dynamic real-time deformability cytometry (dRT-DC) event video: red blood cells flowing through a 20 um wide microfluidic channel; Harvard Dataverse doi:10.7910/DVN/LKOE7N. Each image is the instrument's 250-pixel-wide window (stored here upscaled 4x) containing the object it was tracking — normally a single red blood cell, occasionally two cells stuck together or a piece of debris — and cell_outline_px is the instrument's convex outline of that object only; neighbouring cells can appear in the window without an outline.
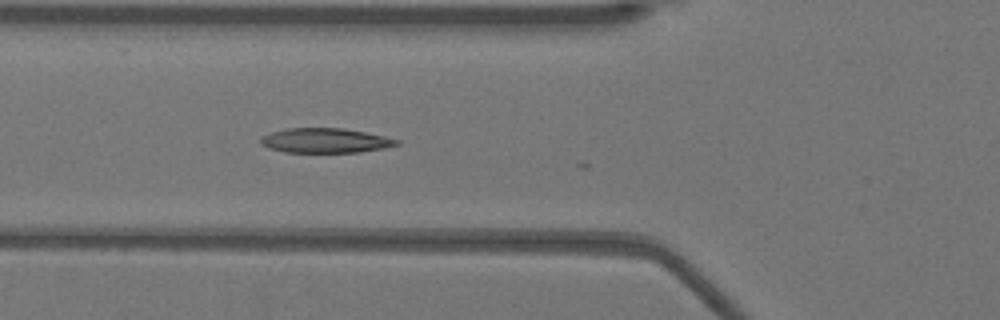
{"species": "Egyptian fruit bat (a non-hibernating species)", "species_latin": "Rousettus aegyptiacus", "temperature_condition": "warm", "stored_images_in_passage": 3, "camera_frame_rate_fps": 3000, "um_per_image_px": 0.085, "animal": {"sex": "female"}, "frame": {"image": 1, "passage_image": 2, "time_ms": 0.333, "image_size_px": [1000, 320], "cell_outline_px": [[400, 144], [384, 148], [360, 152], [284, 152], [268, 148], [260, 144], [260, 140], [264, 136], [272, 132], [288, 128], [344, 128], [384, 136], [400, 140]], "centroid_in_image_um": [27.66, 11.95], "position_along_channel_um": 98.1, "area_um2": 19.48}}